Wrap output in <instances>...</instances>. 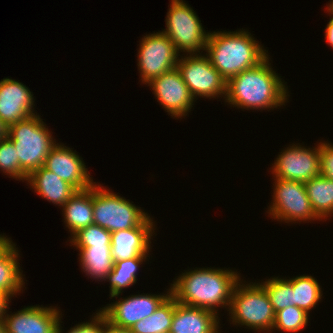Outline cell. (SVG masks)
Listing matches in <instances>:
<instances>
[{
    "label": "cell",
    "instance_id": "cell-1",
    "mask_svg": "<svg viewBox=\"0 0 333 333\" xmlns=\"http://www.w3.org/2000/svg\"><path fill=\"white\" fill-rule=\"evenodd\" d=\"M240 279V275L231 269L197 268L182 272L171 283V295L180 304L202 308L217 315L219 306L229 310L233 289Z\"/></svg>",
    "mask_w": 333,
    "mask_h": 333
},
{
    "label": "cell",
    "instance_id": "cell-2",
    "mask_svg": "<svg viewBox=\"0 0 333 333\" xmlns=\"http://www.w3.org/2000/svg\"><path fill=\"white\" fill-rule=\"evenodd\" d=\"M267 56L255 67L244 70L227 81L225 102L243 109L265 110L285 106L286 83L275 73Z\"/></svg>",
    "mask_w": 333,
    "mask_h": 333
},
{
    "label": "cell",
    "instance_id": "cell-3",
    "mask_svg": "<svg viewBox=\"0 0 333 333\" xmlns=\"http://www.w3.org/2000/svg\"><path fill=\"white\" fill-rule=\"evenodd\" d=\"M205 51L212 66L226 81L255 67L268 56V51L243 29L236 32L209 33Z\"/></svg>",
    "mask_w": 333,
    "mask_h": 333
},
{
    "label": "cell",
    "instance_id": "cell-4",
    "mask_svg": "<svg viewBox=\"0 0 333 333\" xmlns=\"http://www.w3.org/2000/svg\"><path fill=\"white\" fill-rule=\"evenodd\" d=\"M51 134L37 114L9 126L8 139L17 151L21 172L26 177L44 166L47 155L57 144Z\"/></svg>",
    "mask_w": 333,
    "mask_h": 333
},
{
    "label": "cell",
    "instance_id": "cell-5",
    "mask_svg": "<svg viewBox=\"0 0 333 333\" xmlns=\"http://www.w3.org/2000/svg\"><path fill=\"white\" fill-rule=\"evenodd\" d=\"M242 285H241V284ZM229 315L234 325H244L254 331H271L275 322V312L269 296L260 283L238 281L232 292Z\"/></svg>",
    "mask_w": 333,
    "mask_h": 333
},
{
    "label": "cell",
    "instance_id": "cell-6",
    "mask_svg": "<svg viewBox=\"0 0 333 333\" xmlns=\"http://www.w3.org/2000/svg\"><path fill=\"white\" fill-rule=\"evenodd\" d=\"M150 216L129 200L103 188L93 185L94 224L113 233L141 226Z\"/></svg>",
    "mask_w": 333,
    "mask_h": 333
},
{
    "label": "cell",
    "instance_id": "cell-7",
    "mask_svg": "<svg viewBox=\"0 0 333 333\" xmlns=\"http://www.w3.org/2000/svg\"><path fill=\"white\" fill-rule=\"evenodd\" d=\"M166 27L162 33L178 53L200 54V50H206L209 32L206 33L195 11L183 0H171Z\"/></svg>",
    "mask_w": 333,
    "mask_h": 333
},
{
    "label": "cell",
    "instance_id": "cell-8",
    "mask_svg": "<svg viewBox=\"0 0 333 333\" xmlns=\"http://www.w3.org/2000/svg\"><path fill=\"white\" fill-rule=\"evenodd\" d=\"M176 67L194 99L197 96L211 99L219 95L226 98L227 81L212 66L207 55L181 56Z\"/></svg>",
    "mask_w": 333,
    "mask_h": 333
},
{
    "label": "cell",
    "instance_id": "cell-9",
    "mask_svg": "<svg viewBox=\"0 0 333 333\" xmlns=\"http://www.w3.org/2000/svg\"><path fill=\"white\" fill-rule=\"evenodd\" d=\"M274 180L273 203L267 212L274 220L286 223L320 220L311 207L303 182L278 178Z\"/></svg>",
    "mask_w": 333,
    "mask_h": 333
},
{
    "label": "cell",
    "instance_id": "cell-10",
    "mask_svg": "<svg viewBox=\"0 0 333 333\" xmlns=\"http://www.w3.org/2000/svg\"><path fill=\"white\" fill-rule=\"evenodd\" d=\"M139 46L137 65L142 83H149L176 68L180 54L164 33L159 31L144 36Z\"/></svg>",
    "mask_w": 333,
    "mask_h": 333
},
{
    "label": "cell",
    "instance_id": "cell-11",
    "mask_svg": "<svg viewBox=\"0 0 333 333\" xmlns=\"http://www.w3.org/2000/svg\"><path fill=\"white\" fill-rule=\"evenodd\" d=\"M313 148L298 143L282 150L272 165L274 177L305 183L320 176V143Z\"/></svg>",
    "mask_w": 333,
    "mask_h": 333
},
{
    "label": "cell",
    "instance_id": "cell-12",
    "mask_svg": "<svg viewBox=\"0 0 333 333\" xmlns=\"http://www.w3.org/2000/svg\"><path fill=\"white\" fill-rule=\"evenodd\" d=\"M170 294L171 288L164 295H131V297L107 304L100 311L112 326L130 329L135 323L152 315Z\"/></svg>",
    "mask_w": 333,
    "mask_h": 333
},
{
    "label": "cell",
    "instance_id": "cell-13",
    "mask_svg": "<svg viewBox=\"0 0 333 333\" xmlns=\"http://www.w3.org/2000/svg\"><path fill=\"white\" fill-rule=\"evenodd\" d=\"M147 84L152 87L162 107L174 118L185 117L194 105L195 99L177 67L152 79Z\"/></svg>",
    "mask_w": 333,
    "mask_h": 333
},
{
    "label": "cell",
    "instance_id": "cell-14",
    "mask_svg": "<svg viewBox=\"0 0 333 333\" xmlns=\"http://www.w3.org/2000/svg\"><path fill=\"white\" fill-rule=\"evenodd\" d=\"M61 315V316H60ZM62 314L56 307L29 306L3 316L5 333H56Z\"/></svg>",
    "mask_w": 333,
    "mask_h": 333
},
{
    "label": "cell",
    "instance_id": "cell-15",
    "mask_svg": "<svg viewBox=\"0 0 333 333\" xmlns=\"http://www.w3.org/2000/svg\"><path fill=\"white\" fill-rule=\"evenodd\" d=\"M57 143L47 155L44 168L55 173L77 190L88 189L96 182L91 179L82 158L64 144Z\"/></svg>",
    "mask_w": 333,
    "mask_h": 333
},
{
    "label": "cell",
    "instance_id": "cell-16",
    "mask_svg": "<svg viewBox=\"0 0 333 333\" xmlns=\"http://www.w3.org/2000/svg\"><path fill=\"white\" fill-rule=\"evenodd\" d=\"M154 222L149 217L141 226L111 233V256L114 262L130 258H146L155 232Z\"/></svg>",
    "mask_w": 333,
    "mask_h": 333
},
{
    "label": "cell",
    "instance_id": "cell-17",
    "mask_svg": "<svg viewBox=\"0 0 333 333\" xmlns=\"http://www.w3.org/2000/svg\"><path fill=\"white\" fill-rule=\"evenodd\" d=\"M34 100L23 83L11 78L0 81V119L8 126L34 115Z\"/></svg>",
    "mask_w": 333,
    "mask_h": 333
},
{
    "label": "cell",
    "instance_id": "cell-18",
    "mask_svg": "<svg viewBox=\"0 0 333 333\" xmlns=\"http://www.w3.org/2000/svg\"><path fill=\"white\" fill-rule=\"evenodd\" d=\"M218 317L211 311L180 304L174 298V315L169 333H219Z\"/></svg>",
    "mask_w": 333,
    "mask_h": 333
},
{
    "label": "cell",
    "instance_id": "cell-19",
    "mask_svg": "<svg viewBox=\"0 0 333 333\" xmlns=\"http://www.w3.org/2000/svg\"><path fill=\"white\" fill-rule=\"evenodd\" d=\"M27 182L32 189L50 203L63 206L77 191L75 187L62 180L43 166L33 171Z\"/></svg>",
    "mask_w": 333,
    "mask_h": 333
},
{
    "label": "cell",
    "instance_id": "cell-20",
    "mask_svg": "<svg viewBox=\"0 0 333 333\" xmlns=\"http://www.w3.org/2000/svg\"><path fill=\"white\" fill-rule=\"evenodd\" d=\"M62 207L65 226L71 232V237L79 230L94 224L93 186L77 190Z\"/></svg>",
    "mask_w": 333,
    "mask_h": 333
},
{
    "label": "cell",
    "instance_id": "cell-21",
    "mask_svg": "<svg viewBox=\"0 0 333 333\" xmlns=\"http://www.w3.org/2000/svg\"><path fill=\"white\" fill-rule=\"evenodd\" d=\"M80 251V265L86 275L94 280H104L112 271L114 261L111 246L76 247Z\"/></svg>",
    "mask_w": 333,
    "mask_h": 333
},
{
    "label": "cell",
    "instance_id": "cell-22",
    "mask_svg": "<svg viewBox=\"0 0 333 333\" xmlns=\"http://www.w3.org/2000/svg\"><path fill=\"white\" fill-rule=\"evenodd\" d=\"M12 243L1 255H0V291L9 295L11 298L19 294L23 289L24 278L22 276V270L20 269V263L18 262L19 251Z\"/></svg>",
    "mask_w": 333,
    "mask_h": 333
},
{
    "label": "cell",
    "instance_id": "cell-23",
    "mask_svg": "<svg viewBox=\"0 0 333 333\" xmlns=\"http://www.w3.org/2000/svg\"><path fill=\"white\" fill-rule=\"evenodd\" d=\"M307 197L315 214L322 220L333 214V181L318 176L304 183Z\"/></svg>",
    "mask_w": 333,
    "mask_h": 333
},
{
    "label": "cell",
    "instance_id": "cell-24",
    "mask_svg": "<svg viewBox=\"0 0 333 333\" xmlns=\"http://www.w3.org/2000/svg\"><path fill=\"white\" fill-rule=\"evenodd\" d=\"M174 315V297L170 294L148 317L135 323L132 333H169Z\"/></svg>",
    "mask_w": 333,
    "mask_h": 333
},
{
    "label": "cell",
    "instance_id": "cell-25",
    "mask_svg": "<svg viewBox=\"0 0 333 333\" xmlns=\"http://www.w3.org/2000/svg\"><path fill=\"white\" fill-rule=\"evenodd\" d=\"M286 280L293 287V305L307 313L322 299V290L313 276L300 275Z\"/></svg>",
    "mask_w": 333,
    "mask_h": 333
},
{
    "label": "cell",
    "instance_id": "cell-26",
    "mask_svg": "<svg viewBox=\"0 0 333 333\" xmlns=\"http://www.w3.org/2000/svg\"><path fill=\"white\" fill-rule=\"evenodd\" d=\"M147 258H130L114 262L112 271L106 280L110 282V299L118 297L127 288L137 281V270ZM140 264V265H139Z\"/></svg>",
    "mask_w": 333,
    "mask_h": 333
},
{
    "label": "cell",
    "instance_id": "cell-27",
    "mask_svg": "<svg viewBox=\"0 0 333 333\" xmlns=\"http://www.w3.org/2000/svg\"><path fill=\"white\" fill-rule=\"evenodd\" d=\"M260 284L267 292L275 313L293 305V287L286 279L274 277Z\"/></svg>",
    "mask_w": 333,
    "mask_h": 333
},
{
    "label": "cell",
    "instance_id": "cell-28",
    "mask_svg": "<svg viewBox=\"0 0 333 333\" xmlns=\"http://www.w3.org/2000/svg\"><path fill=\"white\" fill-rule=\"evenodd\" d=\"M309 313L297 306H288L275 313L274 330L290 333L300 332L307 326Z\"/></svg>",
    "mask_w": 333,
    "mask_h": 333
},
{
    "label": "cell",
    "instance_id": "cell-29",
    "mask_svg": "<svg viewBox=\"0 0 333 333\" xmlns=\"http://www.w3.org/2000/svg\"><path fill=\"white\" fill-rule=\"evenodd\" d=\"M111 240V232L92 224L76 232L70 243L75 247L111 246Z\"/></svg>",
    "mask_w": 333,
    "mask_h": 333
},
{
    "label": "cell",
    "instance_id": "cell-30",
    "mask_svg": "<svg viewBox=\"0 0 333 333\" xmlns=\"http://www.w3.org/2000/svg\"><path fill=\"white\" fill-rule=\"evenodd\" d=\"M16 152L13 143L8 138L0 140V170L10 178L27 181V177L21 172Z\"/></svg>",
    "mask_w": 333,
    "mask_h": 333
},
{
    "label": "cell",
    "instance_id": "cell-31",
    "mask_svg": "<svg viewBox=\"0 0 333 333\" xmlns=\"http://www.w3.org/2000/svg\"><path fill=\"white\" fill-rule=\"evenodd\" d=\"M61 328V324L59 323L56 333H63ZM103 328L104 314L99 310L91 322H82L71 328L67 333H102Z\"/></svg>",
    "mask_w": 333,
    "mask_h": 333
},
{
    "label": "cell",
    "instance_id": "cell-32",
    "mask_svg": "<svg viewBox=\"0 0 333 333\" xmlns=\"http://www.w3.org/2000/svg\"><path fill=\"white\" fill-rule=\"evenodd\" d=\"M320 175L333 181V144L320 142Z\"/></svg>",
    "mask_w": 333,
    "mask_h": 333
},
{
    "label": "cell",
    "instance_id": "cell-33",
    "mask_svg": "<svg viewBox=\"0 0 333 333\" xmlns=\"http://www.w3.org/2000/svg\"><path fill=\"white\" fill-rule=\"evenodd\" d=\"M327 12L331 13L333 15V6L331 4H328V7L326 8ZM325 39L326 42L333 48V17L330 18V21L328 22L326 29H325Z\"/></svg>",
    "mask_w": 333,
    "mask_h": 333
},
{
    "label": "cell",
    "instance_id": "cell-34",
    "mask_svg": "<svg viewBox=\"0 0 333 333\" xmlns=\"http://www.w3.org/2000/svg\"><path fill=\"white\" fill-rule=\"evenodd\" d=\"M102 333H132V332L130 329L118 328L112 326L109 322H107V319L104 315V328Z\"/></svg>",
    "mask_w": 333,
    "mask_h": 333
},
{
    "label": "cell",
    "instance_id": "cell-35",
    "mask_svg": "<svg viewBox=\"0 0 333 333\" xmlns=\"http://www.w3.org/2000/svg\"><path fill=\"white\" fill-rule=\"evenodd\" d=\"M11 300V297L3 292L0 291V319H3L7 309L9 308L8 304Z\"/></svg>",
    "mask_w": 333,
    "mask_h": 333
},
{
    "label": "cell",
    "instance_id": "cell-36",
    "mask_svg": "<svg viewBox=\"0 0 333 333\" xmlns=\"http://www.w3.org/2000/svg\"><path fill=\"white\" fill-rule=\"evenodd\" d=\"M12 240L10 238L5 237L4 235H0V255L12 244Z\"/></svg>",
    "mask_w": 333,
    "mask_h": 333
},
{
    "label": "cell",
    "instance_id": "cell-37",
    "mask_svg": "<svg viewBox=\"0 0 333 333\" xmlns=\"http://www.w3.org/2000/svg\"><path fill=\"white\" fill-rule=\"evenodd\" d=\"M9 136V126L0 119V140H5Z\"/></svg>",
    "mask_w": 333,
    "mask_h": 333
},
{
    "label": "cell",
    "instance_id": "cell-38",
    "mask_svg": "<svg viewBox=\"0 0 333 333\" xmlns=\"http://www.w3.org/2000/svg\"><path fill=\"white\" fill-rule=\"evenodd\" d=\"M0 333H5V331H4V321H3V319H0Z\"/></svg>",
    "mask_w": 333,
    "mask_h": 333
}]
</instances>
